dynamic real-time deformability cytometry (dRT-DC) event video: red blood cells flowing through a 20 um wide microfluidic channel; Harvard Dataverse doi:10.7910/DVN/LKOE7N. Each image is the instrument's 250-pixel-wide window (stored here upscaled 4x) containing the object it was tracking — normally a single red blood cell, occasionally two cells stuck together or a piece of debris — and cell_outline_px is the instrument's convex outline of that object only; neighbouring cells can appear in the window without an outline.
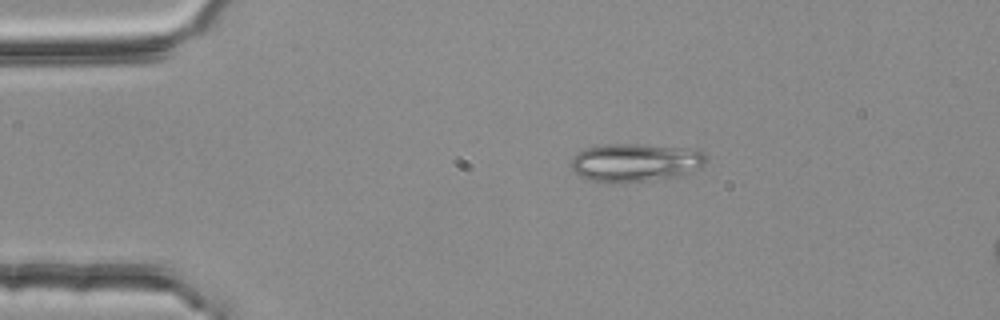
{"species": "common noctule bat (a hibernating species)", "species_latin": "Nyctalus noctula", "temperature_condition": "room temperature", "stored_images_in_passage": 3, "camera_frame_rate_fps": 3000, "um_per_image_px": 0.085, "animal": {"sex": "female", "body_mass_g": 25.1}, "frame": {"image": 1, "passage_image": 1, "time_ms": 0.0, "image_size_px": [1000, 320], "cell_outline_px": [[708, 160], [704, 164], [696, 168], [676, 176], [612, 184], [608, 184], [584, 180], [576, 176], [572, 168], [572, 160], [584, 148], [600, 144], [640, 144], [692, 148], [704, 152]], "centroid_in_image_um": [53.93, 13.81], "position_along_channel_um": 31.1, "area_um2": 30.29}}